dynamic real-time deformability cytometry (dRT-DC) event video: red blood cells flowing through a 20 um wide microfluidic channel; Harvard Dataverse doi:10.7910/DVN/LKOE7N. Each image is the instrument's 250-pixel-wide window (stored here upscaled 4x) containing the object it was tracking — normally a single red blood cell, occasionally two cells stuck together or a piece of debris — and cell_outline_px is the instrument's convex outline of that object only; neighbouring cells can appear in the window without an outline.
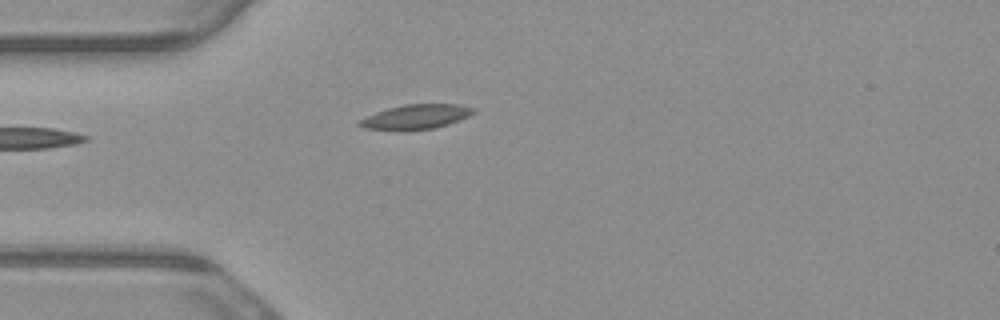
{"species": "common noctule bat (a hibernating species)", "species_latin": "Nyctalus noctula", "temperature_condition": "warm", "stored_images_in_passage": 2, "camera_frame_rate_fps": 3000, "um_per_image_px": 0.085, "animal": {"sex": "male", "body_mass_g": 23.1, "forearm_length_mm": 52.7}, "frame": {"image": 1, "passage_image": 2, "time_ms": 0.333, "image_size_px": [1000, 320], "cell_outline_px": [[476, 112], [468, 116], [448, 124], [432, 128], [404, 132], [396, 132], [364, 128], [356, 124], [356, 120], [376, 112], [388, 108], [404, 104], [460, 104], [476, 108]], "centroid_in_image_um": [35.28, 9.95], "position_along_channel_um": 49.7, "area_um2": 16.88}}